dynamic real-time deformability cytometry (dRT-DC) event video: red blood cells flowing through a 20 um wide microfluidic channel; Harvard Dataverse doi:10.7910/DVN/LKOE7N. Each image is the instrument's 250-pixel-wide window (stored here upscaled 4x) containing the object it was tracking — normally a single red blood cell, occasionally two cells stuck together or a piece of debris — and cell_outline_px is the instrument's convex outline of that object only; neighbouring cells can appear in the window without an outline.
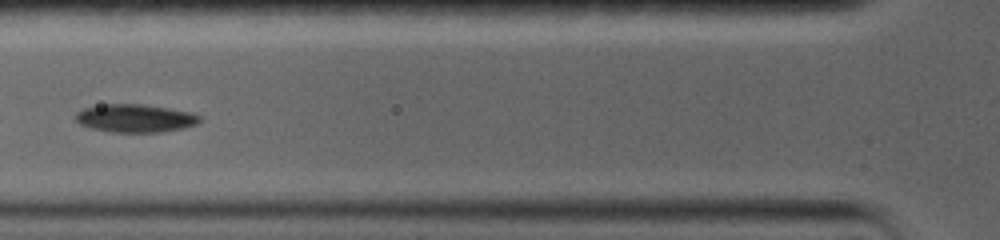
{"species": "common noctule bat (a hibernating species)", "species_latin": "Nyctalus noctula", "temperature_condition": "warm", "stored_images_in_passage": 19, "camera_frame_rate_fps": 5000, "um_per_image_px": 0.085, "animal": {"sex": "female", "body_mass_g": 19.0, "forearm_length_mm": 56.7}, "frame": {"image": 1, "passage_image": 4, "time_ms": 2.0, "image_size_px": [1000, 240], "cell_outline_px": [[200, 120], [196, 124], [184, 128], [160, 132], [112, 132], [92, 128], [80, 124], [76, 120], [76, 112], [84, 108], [104, 104], [144, 104], [192, 112], [200, 116]], "centroid_in_image_um": [11.5, 10.05], "position_along_channel_um": 114.3, "area_um2": 20.23}}
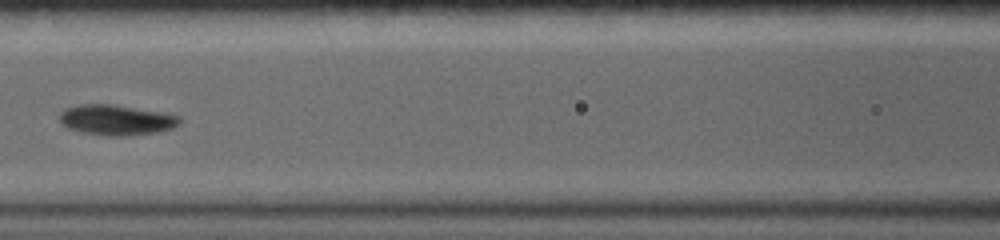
{"frame": {"image": 2, "passage_image": 6, "time_ms": 3.2, "image_size_px": [1000, 240], "cell_outline_px": [[180, 124], [172, 128], [160, 132], [124, 136], [108, 136], [84, 132], [68, 128], [60, 120], [60, 112], [64, 108], [76, 104], [112, 104], [160, 112], [180, 116]], "centroid_in_image_um": [9.88, 10.19], "position_along_channel_um": 156.7, "area_um2": 21.21}, "authors_computed_cell_mechanics": {"area_um2": 20.6346, "velocity_mm_per_s": 3.5507, "shape_relaxation_time_tau1_ms": 3.4019, "shape_relaxation_time_tau2_ms": 2.1407, "deformation_change_tau1": 0.1316, "deformation_change_tau2": 0.0502}}